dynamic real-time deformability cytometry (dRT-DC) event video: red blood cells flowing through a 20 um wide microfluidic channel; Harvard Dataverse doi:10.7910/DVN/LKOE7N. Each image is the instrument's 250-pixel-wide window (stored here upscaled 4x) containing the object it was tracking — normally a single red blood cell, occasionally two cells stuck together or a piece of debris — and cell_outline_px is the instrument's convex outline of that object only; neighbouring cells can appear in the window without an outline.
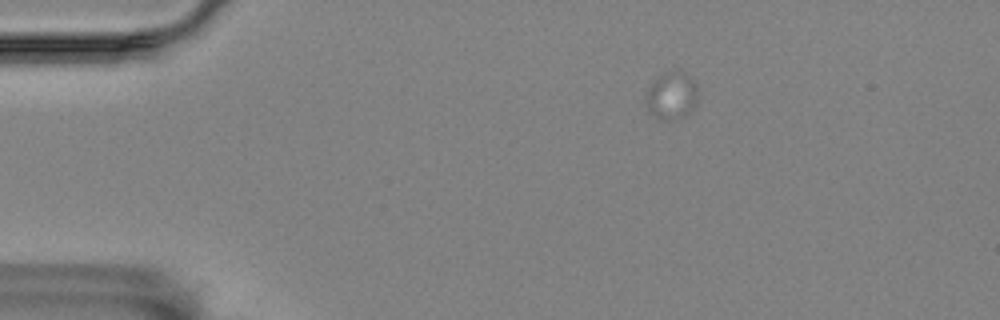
{"species": "Egyptian fruit bat (a non-hibernating species)", "species_latin": "Rousettus aegyptiacus", "temperature_condition": "room temperature", "stored_images_in_passage": 10, "camera_frame_rate_fps": 3000, "um_per_image_px": 0.085, "animal": {"sex": "female"}, "frame": {"image": 1, "passage_image": 2, "time_ms": 1.0, "image_size_px": [1000, 320], "cell_outline_px": [[696, 104], [684, 116], [664, 120], [660, 120], [648, 108], [644, 96], [648, 88], [664, 72], [672, 68], [680, 68], [696, 80]], "centroid_in_image_um": [57.1, 8.04], "position_along_channel_um": 27.9, "area_um2": 14.45}}
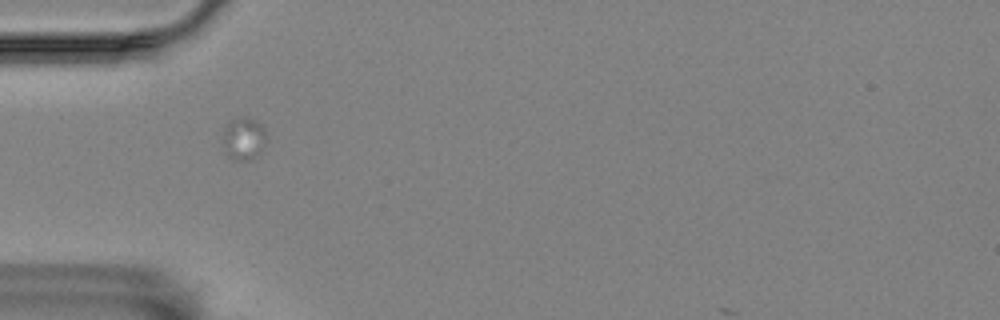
{"frame": {"image": 2, "passage_image": 5, "time_ms": 4.333, "image_size_px": [1000, 320], "cell_outline_px": [[264, 140], [260, 152], [256, 156], [248, 160], [232, 160], [224, 152], [220, 132], [232, 120], [240, 116], [244, 116], [256, 120], [264, 124]], "centroid_in_image_um": [20.64, 11.76], "position_along_channel_um": 64.4, "area_um2": 11.04}}
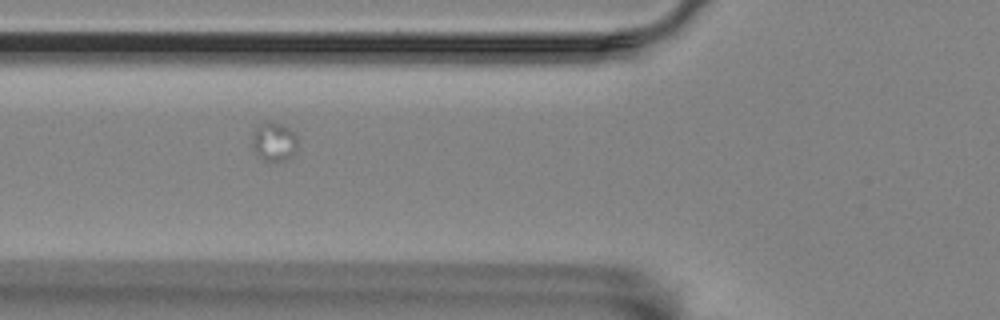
{"frame": {"image": 3, "passage_image": 6, "time_ms": 5.667, "image_size_px": [1000, 320], "cell_outline_px": [[296, 148], [284, 160], [264, 160], [256, 152], [252, 144], [252, 132], [256, 124], [268, 120], [292, 128], [296, 136]], "centroid_in_image_um": [23.24, 11.95], "position_along_channel_um": 102.6, "area_um2": 10.17}}